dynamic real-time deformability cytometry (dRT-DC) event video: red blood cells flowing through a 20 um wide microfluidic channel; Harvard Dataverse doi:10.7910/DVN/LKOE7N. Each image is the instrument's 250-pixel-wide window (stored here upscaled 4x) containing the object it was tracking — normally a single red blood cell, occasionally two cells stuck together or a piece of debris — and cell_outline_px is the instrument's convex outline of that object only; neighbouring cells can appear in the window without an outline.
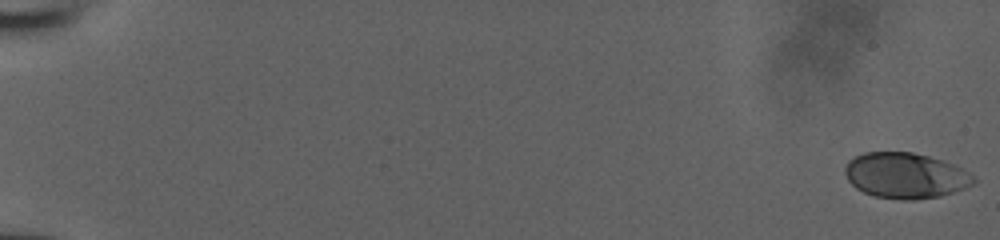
{"species": "human", "species_latin": "Homo sapiens", "temperature_condition": "room temperature", "stored_images_in_passage": 53, "camera_frame_rate_fps": 3000, "um_per_image_px": 0.085, "donor": {"sex": "male"}, "frame": {"image": 1, "passage_image": 1, "time_ms": 0.0, "image_size_px": [1000, 240], "cell_outline_px": [[976, 180], [972, 184], [964, 188], [940, 196], [912, 200], [904, 200], [876, 196], [864, 192], [856, 188], [848, 180], [844, 172], [844, 168], [848, 160], [864, 152], [912, 152], [928, 156], [964, 168]], "centroid_in_image_um": [76.94, 14.91], "position_along_channel_um": 8.1, "area_um2": 33.99}}
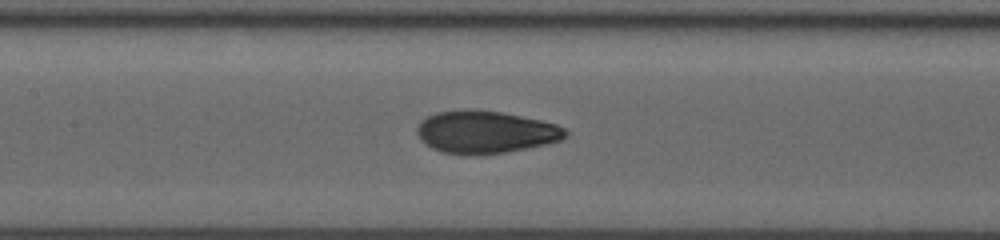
{"frame": {"image": 2, "passage_image": 28, "time_ms": 9.0, "image_size_px": [1000, 240], "cell_outline_px": [[568, 136], [560, 140], [544, 144], [504, 152], [476, 156], [464, 156], [444, 152], [432, 148], [420, 140], [416, 132], [416, 128], [420, 120], [436, 112], [464, 108], [472, 108], [500, 112], [540, 120], [556, 124], [564, 128], [568, 132]], "centroid_in_image_um": [41.2, 11.22], "position_along_channel_um": 166.2, "area_um2": 37.11}}
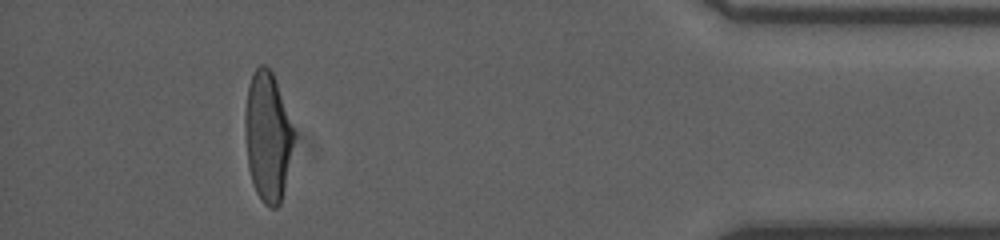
{"frame": {"image": 3, "passage_image": 49, "time_ms": 16.0, "image_size_px": [1000, 240], "cell_outline_px": [[292, 144], [284, 188], [280, 204], [276, 208], [272, 208], [264, 204], [256, 192], [248, 168], [244, 124], [244, 112], [248, 84], [252, 72], [260, 64], [264, 64], [272, 72], [292, 128]], "centroid_in_image_um": [22.69, 11.6], "position_along_channel_um": 412.5, "area_um2": 35.95}}